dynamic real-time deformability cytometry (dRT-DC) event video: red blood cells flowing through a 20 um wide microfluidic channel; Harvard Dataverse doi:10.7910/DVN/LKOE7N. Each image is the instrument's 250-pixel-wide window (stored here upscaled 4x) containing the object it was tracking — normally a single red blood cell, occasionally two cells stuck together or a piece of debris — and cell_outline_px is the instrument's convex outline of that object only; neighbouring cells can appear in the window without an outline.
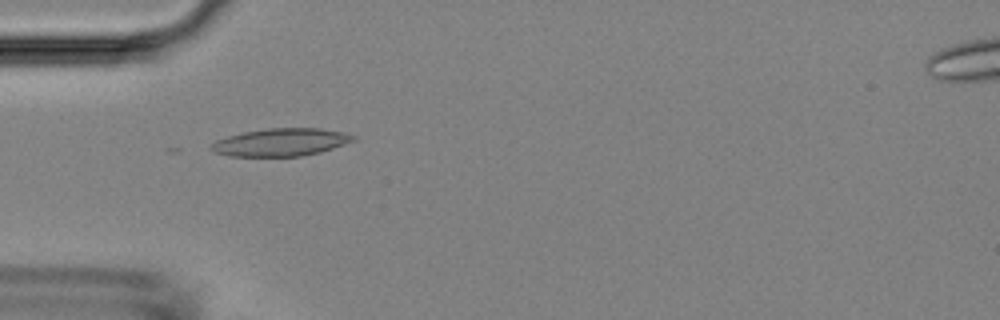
{"species": "Egyptian fruit bat (a non-hibernating species)", "species_latin": "Rousettus aegyptiacus", "temperature_condition": "room temperature", "stored_images_in_passage": 1, "camera_frame_rate_fps": 3000, "um_per_image_px": 0.085, "animal": {"sex": "female"}, "frame": {"image": 1, "passage_image": 1, "time_ms": 0.0, "image_size_px": [1000, 320], "cell_outline_px": [[356, 140], [320, 152], [300, 156], [228, 156], [216, 152], [208, 148], [216, 140], [228, 136], [244, 132], [268, 128], [320, 128], [344, 132], [356, 136]], "centroid_in_image_um": [23.88, 12.08], "position_along_channel_um": 61.1, "area_um2": 22.83}}